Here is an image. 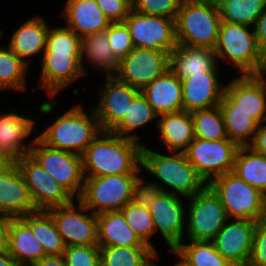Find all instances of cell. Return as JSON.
<instances>
[{"label": "cell", "mask_w": 266, "mask_h": 266, "mask_svg": "<svg viewBox=\"0 0 266 266\" xmlns=\"http://www.w3.org/2000/svg\"><path fill=\"white\" fill-rule=\"evenodd\" d=\"M143 144L111 131H101L82 155L84 177L142 173Z\"/></svg>", "instance_id": "cell-1"}, {"label": "cell", "mask_w": 266, "mask_h": 266, "mask_svg": "<svg viewBox=\"0 0 266 266\" xmlns=\"http://www.w3.org/2000/svg\"><path fill=\"white\" fill-rule=\"evenodd\" d=\"M149 147L145 143L142 146L141 167L143 172L146 170L149 174L151 173L150 175L156 179L151 182L156 184L162 192L189 198L207 185L190 163L185 152L167 151L169 154H164Z\"/></svg>", "instance_id": "cell-2"}, {"label": "cell", "mask_w": 266, "mask_h": 266, "mask_svg": "<svg viewBox=\"0 0 266 266\" xmlns=\"http://www.w3.org/2000/svg\"><path fill=\"white\" fill-rule=\"evenodd\" d=\"M87 109L88 111L84 109L82 102L72 105L36 134L37 137L52 148L82 156L102 131L93 107Z\"/></svg>", "instance_id": "cell-3"}, {"label": "cell", "mask_w": 266, "mask_h": 266, "mask_svg": "<svg viewBox=\"0 0 266 266\" xmlns=\"http://www.w3.org/2000/svg\"><path fill=\"white\" fill-rule=\"evenodd\" d=\"M221 21L216 0H183L175 20L177 45L214 49Z\"/></svg>", "instance_id": "cell-4"}, {"label": "cell", "mask_w": 266, "mask_h": 266, "mask_svg": "<svg viewBox=\"0 0 266 266\" xmlns=\"http://www.w3.org/2000/svg\"><path fill=\"white\" fill-rule=\"evenodd\" d=\"M220 60L237 69L238 75L253 74L260 63V51L253 27L221 21L216 47Z\"/></svg>", "instance_id": "cell-5"}, {"label": "cell", "mask_w": 266, "mask_h": 266, "mask_svg": "<svg viewBox=\"0 0 266 266\" xmlns=\"http://www.w3.org/2000/svg\"><path fill=\"white\" fill-rule=\"evenodd\" d=\"M208 185L219 196L229 219L260 221L266 217V195L235 172L220 175Z\"/></svg>", "instance_id": "cell-6"}, {"label": "cell", "mask_w": 266, "mask_h": 266, "mask_svg": "<svg viewBox=\"0 0 266 266\" xmlns=\"http://www.w3.org/2000/svg\"><path fill=\"white\" fill-rule=\"evenodd\" d=\"M143 173L84 177L78 200L94 214L121 211L131 202L132 189Z\"/></svg>", "instance_id": "cell-7"}, {"label": "cell", "mask_w": 266, "mask_h": 266, "mask_svg": "<svg viewBox=\"0 0 266 266\" xmlns=\"http://www.w3.org/2000/svg\"><path fill=\"white\" fill-rule=\"evenodd\" d=\"M186 200L188 203L184 239L212 242L229 220L219 196L207 184Z\"/></svg>", "instance_id": "cell-8"}, {"label": "cell", "mask_w": 266, "mask_h": 266, "mask_svg": "<svg viewBox=\"0 0 266 266\" xmlns=\"http://www.w3.org/2000/svg\"><path fill=\"white\" fill-rule=\"evenodd\" d=\"M29 154L75 199L81 196L85 179L82 156L52 148L37 136Z\"/></svg>", "instance_id": "cell-9"}, {"label": "cell", "mask_w": 266, "mask_h": 266, "mask_svg": "<svg viewBox=\"0 0 266 266\" xmlns=\"http://www.w3.org/2000/svg\"><path fill=\"white\" fill-rule=\"evenodd\" d=\"M238 148L229 138L218 141L194 138L184 152L199 176L209 184L214 178L233 171Z\"/></svg>", "instance_id": "cell-10"}, {"label": "cell", "mask_w": 266, "mask_h": 266, "mask_svg": "<svg viewBox=\"0 0 266 266\" xmlns=\"http://www.w3.org/2000/svg\"><path fill=\"white\" fill-rule=\"evenodd\" d=\"M46 210L67 246H98L97 215L78 199Z\"/></svg>", "instance_id": "cell-11"}, {"label": "cell", "mask_w": 266, "mask_h": 266, "mask_svg": "<svg viewBox=\"0 0 266 266\" xmlns=\"http://www.w3.org/2000/svg\"><path fill=\"white\" fill-rule=\"evenodd\" d=\"M124 23L129 29L134 48L171 53L177 47L175 19L140 14L132 9Z\"/></svg>", "instance_id": "cell-12"}, {"label": "cell", "mask_w": 266, "mask_h": 266, "mask_svg": "<svg viewBox=\"0 0 266 266\" xmlns=\"http://www.w3.org/2000/svg\"><path fill=\"white\" fill-rule=\"evenodd\" d=\"M21 170L29 188L31 198L37 210L70 204L75 198L63 185L53 179L30 154L15 161Z\"/></svg>", "instance_id": "cell-13"}, {"label": "cell", "mask_w": 266, "mask_h": 266, "mask_svg": "<svg viewBox=\"0 0 266 266\" xmlns=\"http://www.w3.org/2000/svg\"><path fill=\"white\" fill-rule=\"evenodd\" d=\"M169 66V52L134 48L126 57L119 60L114 76L141 91L155 78L163 75Z\"/></svg>", "instance_id": "cell-14"}, {"label": "cell", "mask_w": 266, "mask_h": 266, "mask_svg": "<svg viewBox=\"0 0 266 266\" xmlns=\"http://www.w3.org/2000/svg\"><path fill=\"white\" fill-rule=\"evenodd\" d=\"M38 61L41 64L38 89L44 91L49 99H54L60 91L86 77L81 54L43 53Z\"/></svg>", "instance_id": "cell-15"}, {"label": "cell", "mask_w": 266, "mask_h": 266, "mask_svg": "<svg viewBox=\"0 0 266 266\" xmlns=\"http://www.w3.org/2000/svg\"><path fill=\"white\" fill-rule=\"evenodd\" d=\"M183 200L185 197L161 191L149 208L154 237L160 233L168 249L176 248L184 240L187 205Z\"/></svg>", "instance_id": "cell-16"}, {"label": "cell", "mask_w": 266, "mask_h": 266, "mask_svg": "<svg viewBox=\"0 0 266 266\" xmlns=\"http://www.w3.org/2000/svg\"><path fill=\"white\" fill-rule=\"evenodd\" d=\"M98 86V99L93 105L102 131H111L125 116L129 105L141 93L137 88L118 80L115 76H104Z\"/></svg>", "instance_id": "cell-17"}, {"label": "cell", "mask_w": 266, "mask_h": 266, "mask_svg": "<svg viewBox=\"0 0 266 266\" xmlns=\"http://www.w3.org/2000/svg\"><path fill=\"white\" fill-rule=\"evenodd\" d=\"M25 110L19 113L12 109L11 112L0 114V152L12 162L30 153L35 136L28 144L26 140L39 130L36 118L33 119Z\"/></svg>", "instance_id": "cell-18"}, {"label": "cell", "mask_w": 266, "mask_h": 266, "mask_svg": "<svg viewBox=\"0 0 266 266\" xmlns=\"http://www.w3.org/2000/svg\"><path fill=\"white\" fill-rule=\"evenodd\" d=\"M257 221L229 219L212 241L216 250L232 265L247 266Z\"/></svg>", "instance_id": "cell-19"}, {"label": "cell", "mask_w": 266, "mask_h": 266, "mask_svg": "<svg viewBox=\"0 0 266 266\" xmlns=\"http://www.w3.org/2000/svg\"><path fill=\"white\" fill-rule=\"evenodd\" d=\"M225 94L234 102V110L247 113L259 125L266 116V82L253 74H243L226 81Z\"/></svg>", "instance_id": "cell-20"}, {"label": "cell", "mask_w": 266, "mask_h": 266, "mask_svg": "<svg viewBox=\"0 0 266 266\" xmlns=\"http://www.w3.org/2000/svg\"><path fill=\"white\" fill-rule=\"evenodd\" d=\"M219 71H204L181 81L183 111L209 109L218 106L225 93Z\"/></svg>", "instance_id": "cell-21"}, {"label": "cell", "mask_w": 266, "mask_h": 266, "mask_svg": "<svg viewBox=\"0 0 266 266\" xmlns=\"http://www.w3.org/2000/svg\"><path fill=\"white\" fill-rule=\"evenodd\" d=\"M37 211L20 168L11 162L0 172V214L22 217Z\"/></svg>", "instance_id": "cell-22"}, {"label": "cell", "mask_w": 266, "mask_h": 266, "mask_svg": "<svg viewBox=\"0 0 266 266\" xmlns=\"http://www.w3.org/2000/svg\"><path fill=\"white\" fill-rule=\"evenodd\" d=\"M50 25L41 15L27 18L12 34L8 47L29 67L33 56L42 55ZM42 53V54H41ZM32 57V58H31ZM30 59V60H28Z\"/></svg>", "instance_id": "cell-23"}, {"label": "cell", "mask_w": 266, "mask_h": 266, "mask_svg": "<svg viewBox=\"0 0 266 266\" xmlns=\"http://www.w3.org/2000/svg\"><path fill=\"white\" fill-rule=\"evenodd\" d=\"M61 14L65 26L81 38L105 31L111 24L96 0H66Z\"/></svg>", "instance_id": "cell-24"}, {"label": "cell", "mask_w": 266, "mask_h": 266, "mask_svg": "<svg viewBox=\"0 0 266 266\" xmlns=\"http://www.w3.org/2000/svg\"><path fill=\"white\" fill-rule=\"evenodd\" d=\"M214 49L177 45L170 53L169 69L183 81L204 71H220Z\"/></svg>", "instance_id": "cell-25"}, {"label": "cell", "mask_w": 266, "mask_h": 266, "mask_svg": "<svg viewBox=\"0 0 266 266\" xmlns=\"http://www.w3.org/2000/svg\"><path fill=\"white\" fill-rule=\"evenodd\" d=\"M141 93L158 115L183 111L182 83L170 69L155 78Z\"/></svg>", "instance_id": "cell-26"}, {"label": "cell", "mask_w": 266, "mask_h": 266, "mask_svg": "<svg viewBox=\"0 0 266 266\" xmlns=\"http://www.w3.org/2000/svg\"><path fill=\"white\" fill-rule=\"evenodd\" d=\"M155 129L166 151L184 152L195 138L192 115L187 111L158 115Z\"/></svg>", "instance_id": "cell-27"}, {"label": "cell", "mask_w": 266, "mask_h": 266, "mask_svg": "<svg viewBox=\"0 0 266 266\" xmlns=\"http://www.w3.org/2000/svg\"><path fill=\"white\" fill-rule=\"evenodd\" d=\"M8 252L21 266H32L46 256L30 225L22 217H11Z\"/></svg>", "instance_id": "cell-28"}, {"label": "cell", "mask_w": 266, "mask_h": 266, "mask_svg": "<svg viewBox=\"0 0 266 266\" xmlns=\"http://www.w3.org/2000/svg\"><path fill=\"white\" fill-rule=\"evenodd\" d=\"M98 246L149 247L126 223L121 211L97 215Z\"/></svg>", "instance_id": "cell-29"}, {"label": "cell", "mask_w": 266, "mask_h": 266, "mask_svg": "<svg viewBox=\"0 0 266 266\" xmlns=\"http://www.w3.org/2000/svg\"><path fill=\"white\" fill-rule=\"evenodd\" d=\"M81 63L86 76L89 74L85 63L96 71H104L105 76H114L119 60L114 56L107 38V29L82 37Z\"/></svg>", "instance_id": "cell-30"}, {"label": "cell", "mask_w": 266, "mask_h": 266, "mask_svg": "<svg viewBox=\"0 0 266 266\" xmlns=\"http://www.w3.org/2000/svg\"><path fill=\"white\" fill-rule=\"evenodd\" d=\"M226 133L238 146H248L254 138L259 124L247 113L234 110V102L224 93L219 104Z\"/></svg>", "instance_id": "cell-31"}, {"label": "cell", "mask_w": 266, "mask_h": 266, "mask_svg": "<svg viewBox=\"0 0 266 266\" xmlns=\"http://www.w3.org/2000/svg\"><path fill=\"white\" fill-rule=\"evenodd\" d=\"M157 120L158 114L148 103L146 97L140 93L133 100L131 105H129V109L127 110L125 116L111 130V132L124 138L134 139L143 144L141 136L136 133L153 121H155L154 124L157 126Z\"/></svg>", "instance_id": "cell-32"}, {"label": "cell", "mask_w": 266, "mask_h": 266, "mask_svg": "<svg viewBox=\"0 0 266 266\" xmlns=\"http://www.w3.org/2000/svg\"><path fill=\"white\" fill-rule=\"evenodd\" d=\"M233 172L266 195V156L254 152L248 146H239Z\"/></svg>", "instance_id": "cell-33"}, {"label": "cell", "mask_w": 266, "mask_h": 266, "mask_svg": "<svg viewBox=\"0 0 266 266\" xmlns=\"http://www.w3.org/2000/svg\"><path fill=\"white\" fill-rule=\"evenodd\" d=\"M29 66L20 59L8 46H0V92H25L29 89ZM27 72V73H26ZM27 77V78H26ZM1 96V94H0Z\"/></svg>", "instance_id": "cell-34"}, {"label": "cell", "mask_w": 266, "mask_h": 266, "mask_svg": "<svg viewBox=\"0 0 266 266\" xmlns=\"http://www.w3.org/2000/svg\"><path fill=\"white\" fill-rule=\"evenodd\" d=\"M22 218L30 225L46 255H63L66 245L47 211L38 210Z\"/></svg>", "instance_id": "cell-35"}, {"label": "cell", "mask_w": 266, "mask_h": 266, "mask_svg": "<svg viewBox=\"0 0 266 266\" xmlns=\"http://www.w3.org/2000/svg\"><path fill=\"white\" fill-rule=\"evenodd\" d=\"M100 266H156V252L150 247H100Z\"/></svg>", "instance_id": "cell-36"}, {"label": "cell", "mask_w": 266, "mask_h": 266, "mask_svg": "<svg viewBox=\"0 0 266 266\" xmlns=\"http://www.w3.org/2000/svg\"><path fill=\"white\" fill-rule=\"evenodd\" d=\"M222 21L253 27L266 8V0H216Z\"/></svg>", "instance_id": "cell-37"}, {"label": "cell", "mask_w": 266, "mask_h": 266, "mask_svg": "<svg viewBox=\"0 0 266 266\" xmlns=\"http://www.w3.org/2000/svg\"><path fill=\"white\" fill-rule=\"evenodd\" d=\"M191 115L195 138L214 141L228 138L219 105L193 111Z\"/></svg>", "instance_id": "cell-38"}, {"label": "cell", "mask_w": 266, "mask_h": 266, "mask_svg": "<svg viewBox=\"0 0 266 266\" xmlns=\"http://www.w3.org/2000/svg\"><path fill=\"white\" fill-rule=\"evenodd\" d=\"M185 241L175 249L193 266H234L216 250L213 242Z\"/></svg>", "instance_id": "cell-39"}, {"label": "cell", "mask_w": 266, "mask_h": 266, "mask_svg": "<svg viewBox=\"0 0 266 266\" xmlns=\"http://www.w3.org/2000/svg\"><path fill=\"white\" fill-rule=\"evenodd\" d=\"M126 223L133 230V232L156 253L158 247L153 244L152 237L154 236L153 218L149 209L138 206L129 202L122 208Z\"/></svg>", "instance_id": "cell-40"}, {"label": "cell", "mask_w": 266, "mask_h": 266, "mask_svg": "<svg viewBox=\"0 0 266 266\" xmlns=\"http://www.w3.org/2000/svg\"><path fill=\"white\" fill-rule=\"evenodd\" d=\"M82 38L64 26L50 27L44 53L81 54Z\"/></svg>", "instance_id": "cell-41"}, {"label": "cell", "mask_w": 266, "mask_h": 266, "mask_svg": "<svg viewBox=\"0 0 266 266\" xmlns=\"http://www.w3.org/2000/svg\"><path fill=\"white\" fill-rule=\"evenodd\" d=\"M183 0H133L132 9L140 14L159 15L176 20Z\"/></svg>", "instance_id": "cell-42"}, {"label": "cell", "mask_w": 266, "mask_h": 266, "mask_svg": "<svg viewBox=\"0 0 266 266\" xmlns=\"http://www.w3.org/2000/svg\"><path fill=\"white\" fill-rule=\"evenodd\" d=\"M107 38L118 60L126 57L134 49L131 34L124 22L111 23L107 28Z\"/></svg>", "instance_id": "cell-43"}, {"label": "cell", "mask_w": 266, "mask_h": 266, "mask_svg": "<svg viewBox=\"0 0 266 266\" xmlns=\"http://www.w3.org/2000/svg\"><path fill=\"white\" fill-rule=\"evenodd\" d=\"M63 256L67 266H100L99 246H67Z\"/></svg>", "instance_id": "cell-44"}, {"label": "cell", "mask_w": 266, "mask_h": 266, "mask_svg": "<svg viewBox=\"0 0 266 266\" xmlns=\"http://www.w3.org/2000/svg\"><path fill=\"white\" fill-rule=\"evenodd\" d=\"M144 176L145 174L140 176L135 182L132 189L131 202L143 208L149 209L161 190L151 181L146 182V178Z\"/></svg>", "instance_id": "cell-45"}, {"label": "cell", "mask_w": 266, "mask_h": 266, "mask_svg": "<svg viewBox=\"0 0 266 266\" xmlns=\"http://www.w3.org/2000/svg\"><path fill=\"white\" fill-rule=\"evenodd\" d=\"M247 266H266V217L257 221Z\"/></svg>", "instance_id": "cell-46"}, {"label": "cell", "mask_w": 266, "mask_h": 266, "mask_svg": "<svg viewBox=\"0 0 266 266\" xmlns=\"http://www.w3.org/2000/svg\"><path fill=\"white\" fill-rule=\"evenodd\" d=\"M111 23L124 22L132 10L131 0H96Z\"/></svg>", "instance_id": "cell-47"}, {"label": "cell", "mask_w": 266, "mask_h": 266, "mask_svg": "<svg viewBox=\"0 0 266 266\" xmlns=\"http://www.w3.org/2000/svg\"><path fill=\"white\" fill-rule=\"evenodd\" d=\"M254 152L266 156V123L258 126L253 141L248 145Z\"/></svg>", "instance_id": "cell-48"}, {"label": "cell", "mask_w": 266, "mask_h": 266, "mask_svg": "<svg viewBox=\"0 0 266 266\" xmlns=\"http://www.w3.org/2000/svg\"><path fill=\"white\" fill-rule=\"evenodd\" d=\"M11 217L0 214V253L9 251V230Z\"/></svg>", "instance_id": "cell-49"}, {"label": "cell", "mask_w": 266, "mask_h": 266, "mask_svg": "<svg viewBox=\"0 0 266 266\" xmlns=\"http://www.w3.org/2000/svg\"><path fill=\"white\" fill-rule=\"evenodd\" d=\"M253 30L258 47L261 49L266 46V8L255 22Z\"/></svg>", "instance_id": "cell-50"}, {"label": "cell", "mask_w": 266, "mask_h": 266, "mask_svg": "<svg viewBox=\"0 0 266 266\" xmlns=\"http://www.w3.org/2000/svg\"><path fill=\"white\" fill-rule=\"evenodd\" d=\"M253 75L266 82V46L261 48L260 51V63L258 65L257 70L253 73Z\"/></svg>", "instance_id": "cell-51"}, {"label": "cell", "mask_w": 266, "mask_h": 266, "mask_svg": "<svg viewBox=\"0 0 266 266\" xmlns=\"http://www.w3.org/2000/svg\"><path fill=\"white\" fill-rule=\"evenodd\" d=\"M169 250L171 251V255H173V257L177 260L174 264H172L171 266H193L187 259H185L175 248H169ZM160 260V255L159 253H156V266H158V263Z\"/></svg>", "instance_id": "cell-52"}, {"label": "cell", "mask_w": 266, "mask_h": 266, "mask_svg": "<svg viewBox=\"0 0 266 266\" xmlns=\"http://www.w3.org/2000/svg\"><path fill=\"white\" fill-rule=\"evenodd\" d=\"M32 266H58V255H46Z\"/></svg>", "instance_id": "cell-53"}, {"label": "cell", "mask_w": 266, "mask_h": 266, "mask_svg": "<svg viewBox=\"0 0 266 266\" xmlns=\"http://www.w3.org/2000/svg\"><path fill=\"white\" fill-rule=\"evenodd\" d=\"M0 266H21L8 251L0 253Z\"/></svg>", "instance_id": "cell-54"}, {"label": "cell", "mask_w": 266, "mask_h": 266, "mask_svg": "<svg viewBox=\"0 0 266 266\" xmlns=\"http://www.w3.org/2000/svg\"><path fill=\"white\" fill-rule=\"evenodd\" d=\"M12 161L0 152V172L7 167Z\"/></svg>", "instance_id": "cell-55"}, {"label": "cell", "mask_w": 266, "mask_h": 266, "mask_svg": "<svg viewBox=\"0 0 266 266\" xmlns=\"http://www.w3.org/2000/svg\"><path fill=\"white\" fill-rule=\"evenodd\" d=\"M58 266H67L63 255H58Z\"/></svg>", "instance_id": "cell-56"}]
</instances>
